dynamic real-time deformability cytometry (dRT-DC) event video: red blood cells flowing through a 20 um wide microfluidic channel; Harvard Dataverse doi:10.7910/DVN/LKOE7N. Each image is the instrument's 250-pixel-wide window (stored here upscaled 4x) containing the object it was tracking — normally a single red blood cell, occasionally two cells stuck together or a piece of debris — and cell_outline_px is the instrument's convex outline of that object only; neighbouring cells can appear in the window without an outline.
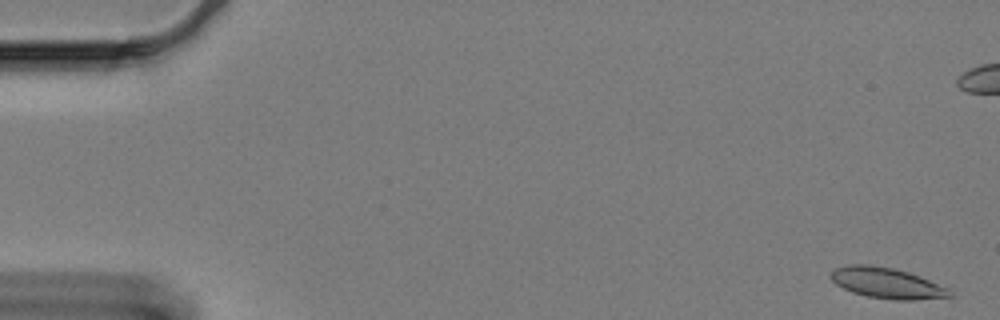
{"species": "Egyptian fruit bat (a non-hibernating species)", "species_latin": "Rousettus aegyptiacus", "temperature_condition": "cold", "stored_images_in_passage": 49, "camera_frame_rate_fps": 3000, "um_per_image_px": 0.085, "animal": {"sex": "female"}, "frame": {"image": 1, "passage_image": 2, "time_ms": 0.333, "image_size_px": [1000, 320], "cell_outline_px": [[956, 296], [916, 300], [892, 300], [868, 296], [852, 292], [836, 284], [828, 276], [836, 268], [848, 264], [868, 264], [892, 268], [908, 272], [920, 276], [948, 288]], "centroid_in_image_um": [75.4, 24.06], "position_along_channel_um": 9.6, "area_um2": 21.33}}
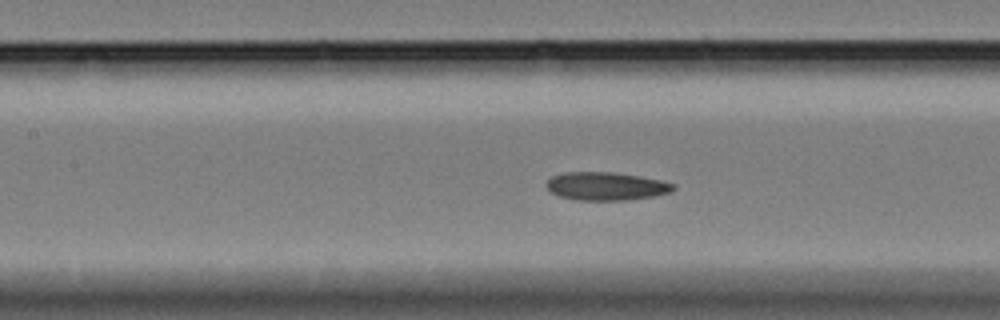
{"frame": {"image": 2, "passage_image": 28, "time_ms": 9.0, "image_size_px": [1000, 320], "cell_outline_px": [[676, 188], [672, 192], [652, 196], [628, 200], [576, 200], [560, 196], [552, 192], [544, 184], [552, 176], [564, 172], [612, 172], [640, 176], [660, 180], [676, 184]], "centroid_in_image_um": [51.54, 15.82], "position_along_channel_um": 155.9, "area_um2": 20.87}}
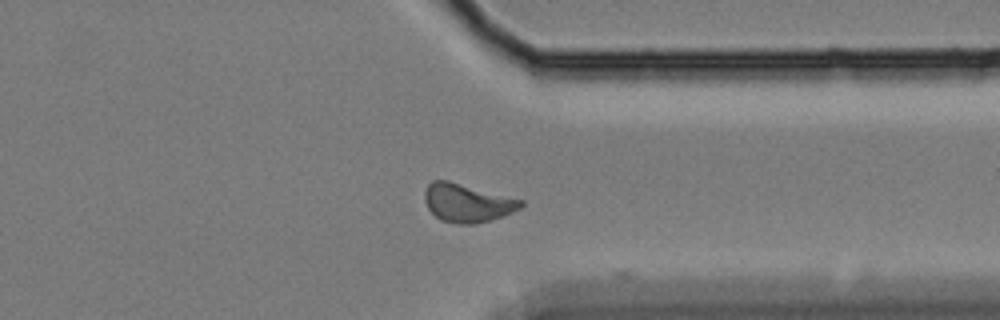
{"frame": {"image": 3, "passage_image": 48, "time_ms": 15.667, "image_size_px": [1000, 320], "cell_outline_px": [[524, 204], [520, 208], [512, 212], [476, 224], [456, 224], [440, 220], [428, 208], [424, 200], [424, 192], [428, 184], [432, 180], [448, 180], [524, 200]], "centroid_in_image_um": [39.69, 17.24], "position_along_channel_um": 371.7, "area_um2": 21.44}}